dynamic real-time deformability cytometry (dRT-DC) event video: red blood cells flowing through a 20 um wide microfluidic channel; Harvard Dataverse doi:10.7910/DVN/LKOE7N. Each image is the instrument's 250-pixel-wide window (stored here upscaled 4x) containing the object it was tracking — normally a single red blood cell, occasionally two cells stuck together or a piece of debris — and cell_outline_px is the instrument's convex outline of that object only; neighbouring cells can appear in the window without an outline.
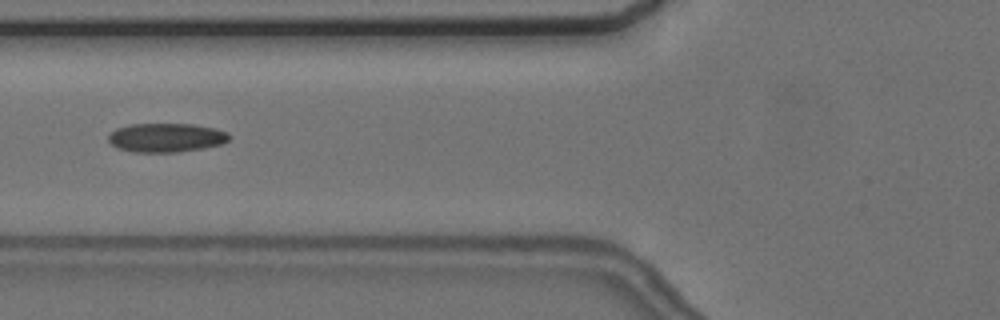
{"species": "common noctule bat (a hibernating species)", "species_latin": "Nyctalus noctula", "temperature_condition": "cold", "stored_images_in_passage": 4, "camera_frame_rate_fps": 3000, "um_per_image_px": 0.085, "animal": {"sex": "female", "body_mass_g": 24.6, "forearm_length_mm": 56.2}, "frame": {"image": 1, "passage_image": 4, "time_ms": 4.333, "image_size_px": [1000, 320], "cell_outline_px": [[232, 136], [228, 140], [220, 144], [200, 148], [176, 152], [136, 152], [116, 148], [108, 140], [108, 136], [116, 128], [128, 124], [192, 124], [212, 128], [228, 132]], "centroid_in_image_um": [14.09, 11.69], "position_along_channel_um": 111.7, "area_um2": 20.23}}